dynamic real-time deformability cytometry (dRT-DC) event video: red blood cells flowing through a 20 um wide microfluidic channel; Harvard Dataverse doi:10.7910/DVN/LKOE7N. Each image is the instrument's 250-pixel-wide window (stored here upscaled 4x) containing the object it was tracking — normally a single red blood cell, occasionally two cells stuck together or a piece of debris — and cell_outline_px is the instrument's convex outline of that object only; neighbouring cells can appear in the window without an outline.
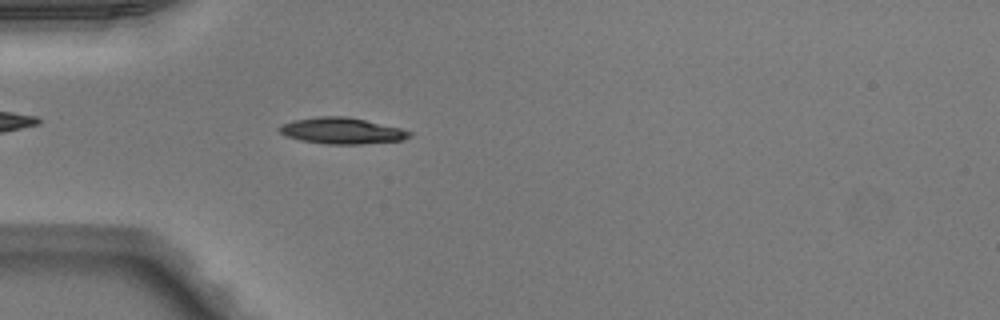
{"species": "Egyptian fruit bat (a non-hibernating species)", "species_latin": "Rousettus aegyptiacus", "temperature_condition": "warm", "stored_images_in_passage": 46, "camera_frame_rate_fps": 3000, "um_per_image_px": 0.085, "animal": {"sex": "male"}, "frame": {"image": 1, "passage_image": 11, "time_ms": 3.333, "image_size_px": [1000, 320], "cell_outline_px": [[412, 136], [400, 140], [360, 144], [328, 144], [300, 140], [288, 136], [280, 132], [276, 128], [280, 124], [292, 120], [320, 116], [344, 116], [364, 120], [400, 128], [412, 132]], "centroid_in_image_um": [29.01, 11.11], "position_along_channel_um": 56.0, "area_um2": 19.71}}
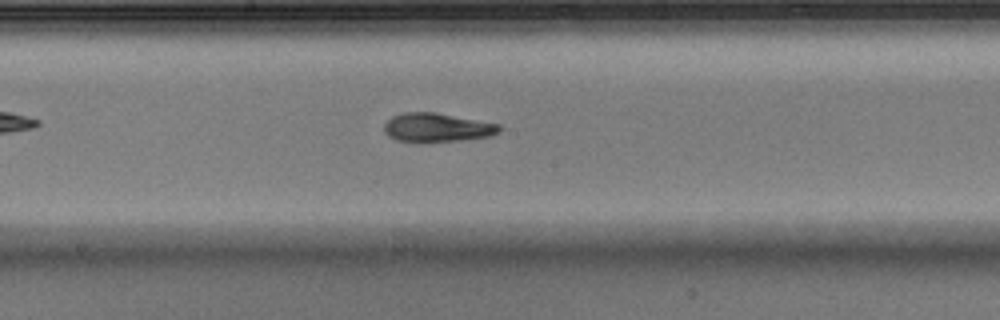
{"frame": {"image": 2, "passage_image": 23, "time_ms": 7.333, "image_size_px": [1000, 320], "cell_outline_px": [[504, 128], [500, 132], [492, 136], [460, 140], [420, 144], [396, 140], [388, 136], [384, 132], [384, 124], [392, 116], [404, 112], [436, 112], [500, 124]], "centroid_in_image_um": [37.15, 10.86], "position_along_channel_um": 211.0, "area_um2": 20.0}}
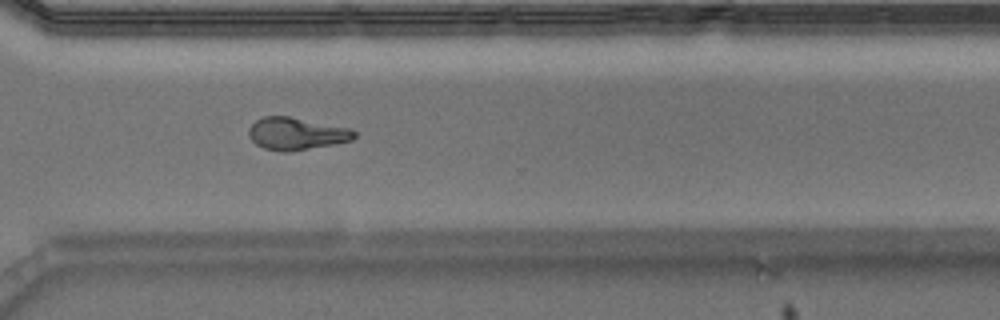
{"frame": {"image": 3, "passage_image": 33, "time_ms": 10.667, "image_size_px": [1000, 320], "cell_outline_px": [[356, 136], [352, 140], [336, 144], [284, 152], [264, 148], [256, 144], [248, 136], [248, 128], [256, 120], [264, 116], [288, 116], [352, 128], [356, 132]], "centroid_in_image_um": [25.21, 11.35], "position_along_channel_um": 345.4, "area_um2": 19.94}, "authors_computed_cell_mechanics": {"area_um2": 19.5075, "velocity_mm_per_s": 4.0402, "shape_relaxation_time_tau1_ms": 4.5882, "shape_relaxation_time_tau2_ms": 2.0463, "deformation_change_tau1": 0.18, "deformation_change_tau2": 0.1023}}